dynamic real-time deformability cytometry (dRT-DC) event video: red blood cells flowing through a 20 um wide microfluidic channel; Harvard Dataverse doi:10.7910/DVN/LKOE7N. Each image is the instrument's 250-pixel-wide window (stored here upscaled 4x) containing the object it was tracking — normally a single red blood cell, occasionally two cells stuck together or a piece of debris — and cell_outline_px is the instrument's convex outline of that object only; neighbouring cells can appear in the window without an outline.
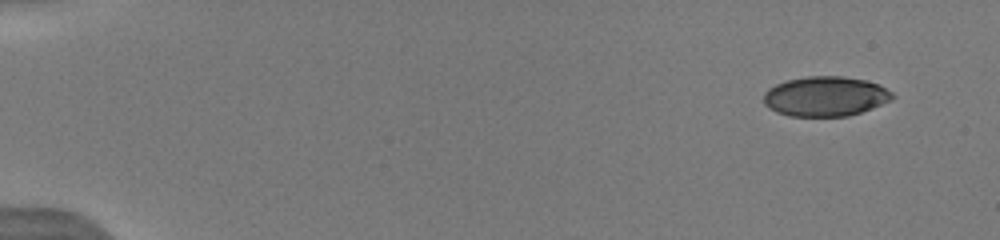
{"species": "human", "species_latin": "Homo sapiens", "temperature_condition": "warm", "stored_images_in_passage": 70, "camera_frame_rate_fps": 3000, "um_per_image_px": 0.085, "donor": {"sex": "male"}, "frame": {"image": 1, "passage_image": 1, "time_ms": 0.0, "image_size_px": [1000, 240], "cell_outline_px": [[896, 96], [892, 100], [872, 108], [848, 116], [788, 116], [776, 112], [768, 108], [764, 104], [764, 92], [768, 88], [776, 84], [788, 80], [808, 76], [844, 76], [864, 80], [876, 84], [892, 92]], "centroid_in_image_um": [70.14, 8.19], "position_along_channel_um": 14.9, "area_um2": 29.88}}
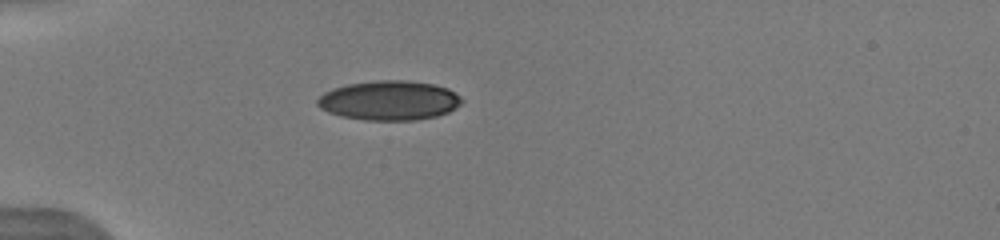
{"frame": {"image": 2, "passage_image": 28, "time_ms": 4.0, "image_size_px": [1000, 240], "cell_outline_px": [[464, 100], [456, 108], [448, 112], [436, 116], [416, 120], [364, 120], [340, 116], [328, 112], [320, 108], [316, 104], [316, 100], [324, 92], [332, 88], [348, 84], [376, 80], [408, 80], [436, 84], [448, 88], [460, 96]], "centroid_in_image_um": [33.08, 8.53], "position_along_channel_um": 51.9, "area_um2": 33.52}}
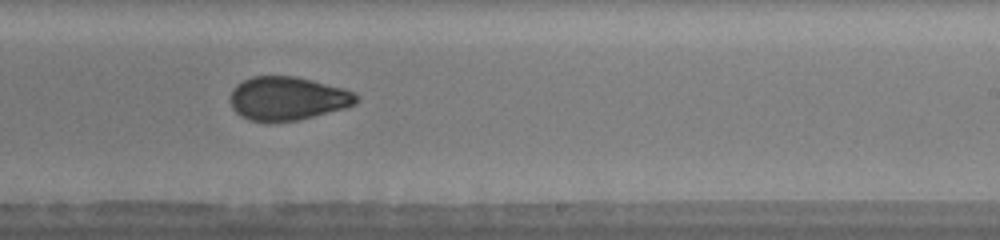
{"frame": {"image": 3, "passage_image": 60, "time_ms": 9.667, "image_size_px": [1000, 240], "cell_outline_px": [[360, 100], [356, 104], [344, 108], [300, 120], [248, 120], [240, 116], [232, 108], [228, 100], [228, 96], [232, 88], [236, 84], [252, 76], [296, 76], [344, 88], [356, 92], [360, 96]], "centroid_in_image_um": [24.44, 8.35], "position_along_channel_um": 264.6, "area_um2": 32.25}}